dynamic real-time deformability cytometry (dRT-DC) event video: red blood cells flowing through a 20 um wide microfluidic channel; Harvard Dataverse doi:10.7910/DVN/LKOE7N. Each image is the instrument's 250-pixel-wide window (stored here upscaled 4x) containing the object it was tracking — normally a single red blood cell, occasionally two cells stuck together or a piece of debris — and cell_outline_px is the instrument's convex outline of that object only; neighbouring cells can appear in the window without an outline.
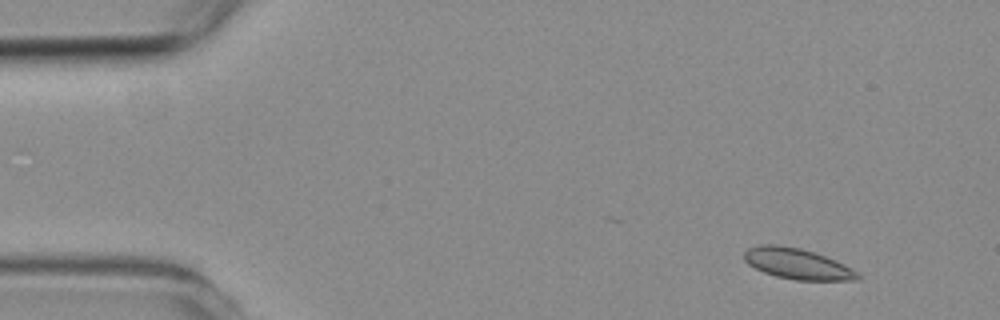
{"species": "common noctule bat (a hibernating species)", "species_latin": "Nyctalus noctula", "temperature_condition": "room temperature", "stored_images_in_passage": 6, "camera_frame_rate_fps": 3000, "um_per_image_px": 0.085, "animal": {"sex": "female", "body_mass_g": 19.3, "forearm_length_mm": 54.1}, "frame": {"image": 1, "passage_image": 1, "time_ms": 0.0, "image_size_px": [1000, 320], "cell_outline_px": [[860, 280], [796, 280], [776, 276], [764, 272], [748, 264], [744, 260], [744, 252], [748, 248], [760, 244], [776, 244], [800, 248], [836, 260], [852, 268], [860, 276]], "centroid_in_image_um": [67.76, 22.41], "position_along_channel_um": 17.2, "area_um2": 20.23}}
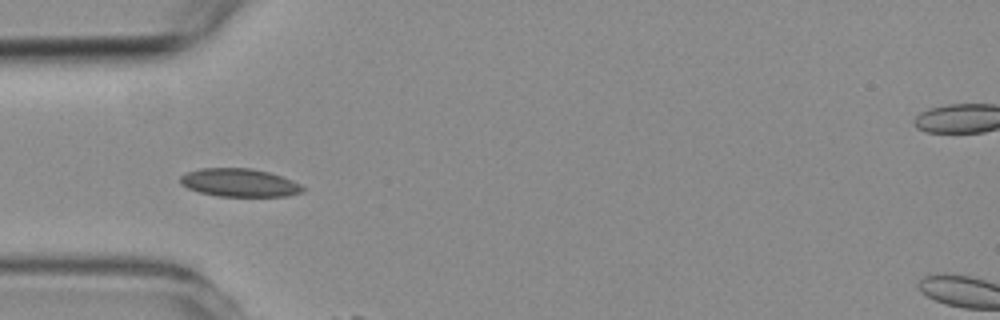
{"frame": {"image": 2, "passage_image": 4, "time_ms": 3.667, "image_size_px": [1000, 320], "cell_outline_px": [[308, 188], [304, 192], [288, 196], [216, 196], [200, 192], [188, 188], [180, 184], [180, 176], [188, 172], [200, 168], [252, 168], [268, 172], [292, 180]], "centroid_in_image_um": [20.38, 15.53], "position_along_channel_um": 64.6, "area_um2": 20.17}}